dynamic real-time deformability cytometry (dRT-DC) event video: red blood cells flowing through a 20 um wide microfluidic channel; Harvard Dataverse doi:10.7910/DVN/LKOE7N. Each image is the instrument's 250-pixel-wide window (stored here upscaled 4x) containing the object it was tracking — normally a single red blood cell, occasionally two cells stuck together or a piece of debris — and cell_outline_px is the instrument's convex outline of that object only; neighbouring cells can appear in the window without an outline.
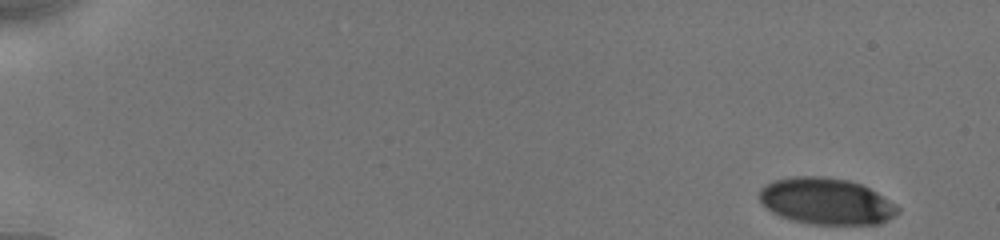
{"species": "human", "species_latin": "Homo sapiens", "temperature_condition": "cold", "stored_images_in_passage": 22, "camera_frame_rate_fps": 3000, "um_per_image_px": 0.085, "donor": {"sex": "male"}, "frame": {"image": 1, "passage_image": 1, "time_ms": 0.0, "image_size_px": [1000, 240], "cell_outline_px": [[900, 212], [888, 220], [880, 224], [808, 224], [792, 220], [780, 216], [772, 212], [760, 200], [760, 188], [772, 180], [792, 176], [824, 176], [848, 180], [860, 184], [876, 192], [896, 204], [900, 208]], "centroid_in_image_um": [70.24, 17.1], "position_along_channel_um": 14.8, "area_um2": 37.57}}
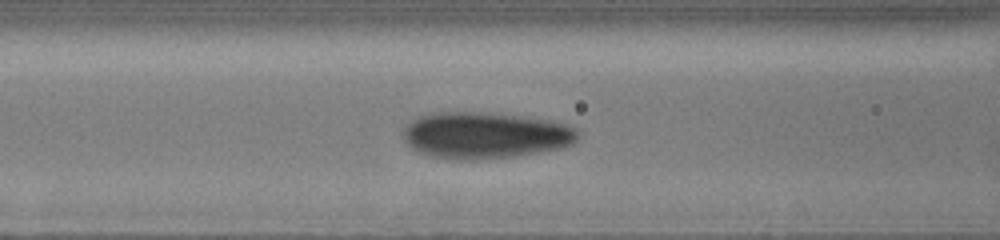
{"frame": {"image": 2, "passage_image": 20, "time_ms": 7.0, "image_size_px": [1000, 240], "cell_outline_px": [[580, 136], [572, 144], [560, 148], [512, 156], [476, 160], [464, 160], [428, 156], [412, 148], [404, 140], [404, 128], [416, 116], [428, 112], [480, 112], [520, 116], [548, 120], [564, 124], [576, 128], [580, 132]], "centroid_in_image_um": [41.2, 11.49], "position_along_channel_um": 125.4, "area_um2": 47.28}}
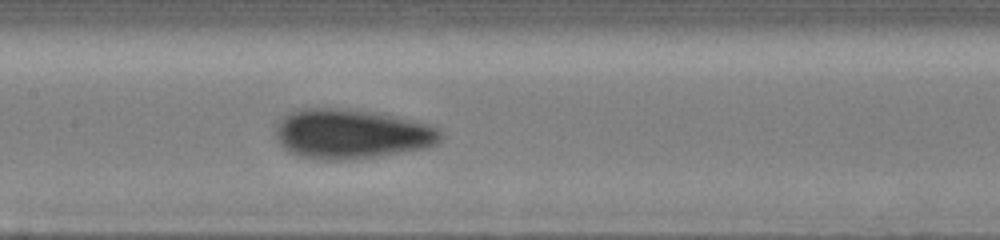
{"frame": {"image": 3, "passage_image": 22, "time_ms": 8.333, "image_size_px": [1000, 240], "cell_outline_px": [[444, 136], [440, 144], [428, 148], [352, 160], [324, 160], [300, 156], [288, 152], [280, 144], [276, 136], [276, 120], [288, 112], [300, 108], [344, 108], [372, 112], [392, 116], [440, 128], [444, 132]], "centroid_in_image_um": [29.86, 11.39], "position_along_channel_um": 177.5, "area_um2": 48.26}}